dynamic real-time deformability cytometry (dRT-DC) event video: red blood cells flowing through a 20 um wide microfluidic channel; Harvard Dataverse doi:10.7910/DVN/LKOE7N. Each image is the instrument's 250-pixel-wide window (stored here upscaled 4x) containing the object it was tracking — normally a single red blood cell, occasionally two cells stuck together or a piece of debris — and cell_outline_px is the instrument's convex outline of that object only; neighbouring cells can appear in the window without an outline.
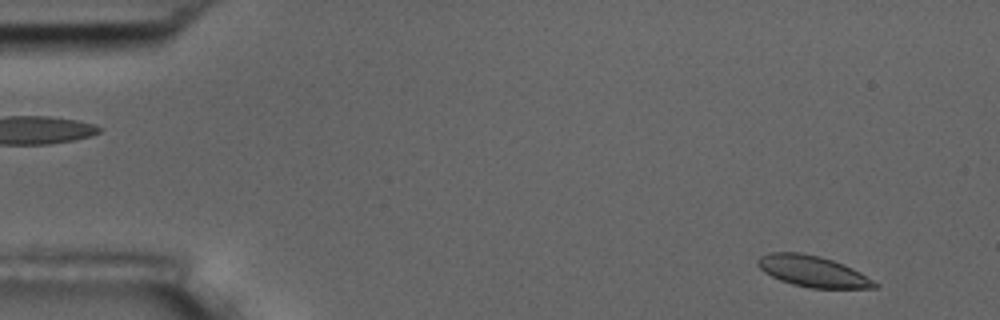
{"species": "common noctule bat (a hibernating species)", "species_latin": "Nyctalus noctula", "temperature_condition": "room temperature", "stored_images_in_passage": 52, "camera_frame_rate_fps": 3000, "um_per_image_px": 0.085, "animal": {"sex": "male", "body_mass_g": 17.5, "forearm_length_mm": 52.3}, "frame": {"image": 1, "passage_image": 1, "time_ms": 0.0, "image_size_px": [1000, 320], "cell_outline_px": [[880, 284], [876, 288], [812, 288], [792, 284], [780, 280], [764, 272], [756, 264], [756, 260], [760, 256], [768, 252], [800, 252], [820, 256], [844, 264], [860, 272]], "centroid_in_image_um": [69.07, 23.05], "position_along_channel_um": 15.9, "area_um2": 21.27}}
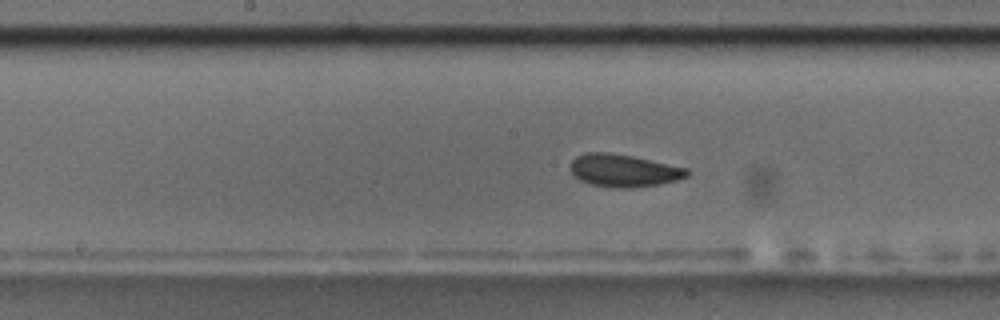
{"frame": {"image": 2, "passage_image": 25, "time_ms": 8.0, "image_size_px": [1000, 320], "cell_outline_px": [[692, 172], [688, 176], [676, 180], [660, 184], [632, 188], [620, 188], [592, 184], [580, 180], [568, 168], [568, 164], [576, 156], [584, 152], [608, 152], [632, 156], [688, 168]], "centroid_in_image_um": [53.01, 14.48], "position_along_channel_um": 195.2, "area_um2": 22.25}}
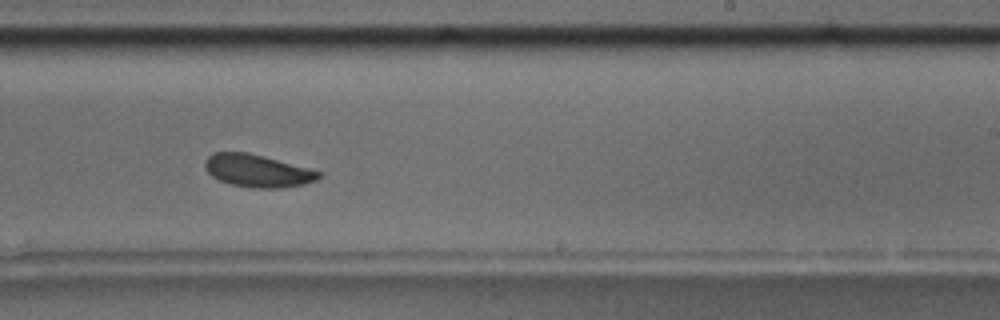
{"frame": {"image": 3, "passage_image": 31, "time_ms": 10.0, "image_size_px": [1000, 320], "cell_outline_px": [[324, 172], [316, 180], [304, 184], [280, 188], [252, 188], [232, 184], [220, 180], [212, 176], [204, 168], [204, 160], [212, 152], [248, 152], [264, 156]], "centroid_in_image_um": [21.88, 14.51], "position_along_channel_um": 267.1, "area_um2": 21.68}, "authors_computed_cell_mechanics": {"area_um2": 21.7617, "velocity_mm_per_s": 3.6109, "shape_relaxation_time_tau1_ms": 6.658, "shape_relaxation_time_tau2_ms": 10.2824, "deformation_change_tau1": 0.1482, "deformation_change_tau2": 0.1155}}